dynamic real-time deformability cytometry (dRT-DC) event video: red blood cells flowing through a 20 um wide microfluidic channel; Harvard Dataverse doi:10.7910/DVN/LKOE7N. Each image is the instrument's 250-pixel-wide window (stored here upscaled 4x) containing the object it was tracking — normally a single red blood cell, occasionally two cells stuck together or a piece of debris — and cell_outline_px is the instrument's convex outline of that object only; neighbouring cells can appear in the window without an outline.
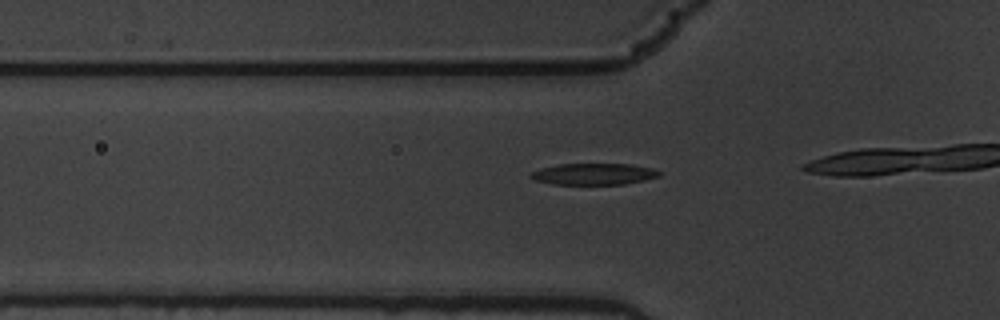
{"species": "common noctule bat (a hibernating species)", "species_latin": "Nyctalus noctula", "temperature_condition": "warm", "stored_images_in_passage": 19, "camera_frame_rate_fps": 3000, "um_per_image_px": 0.085, "animal": {"sex": "male", "body_mass_g": 19.5, "forearm_length_mm": 54.6}, "frame": {"image": 1, "passage_image": 16, "time_ms": 5.0, "image_size_px": [1000, 320], "cell_outline_px": [[660, 176], [644, 180], [624, 184], [552, 184], [536, 180], [528, 176], [532, 172], [540, 168], [560, 164], [632, 164], [652, 168], [660, 172]], "centroid_in_image_um": [50.47, 14.79], "position_along_channel_um": 75.3, "area_um2": 15.95}}